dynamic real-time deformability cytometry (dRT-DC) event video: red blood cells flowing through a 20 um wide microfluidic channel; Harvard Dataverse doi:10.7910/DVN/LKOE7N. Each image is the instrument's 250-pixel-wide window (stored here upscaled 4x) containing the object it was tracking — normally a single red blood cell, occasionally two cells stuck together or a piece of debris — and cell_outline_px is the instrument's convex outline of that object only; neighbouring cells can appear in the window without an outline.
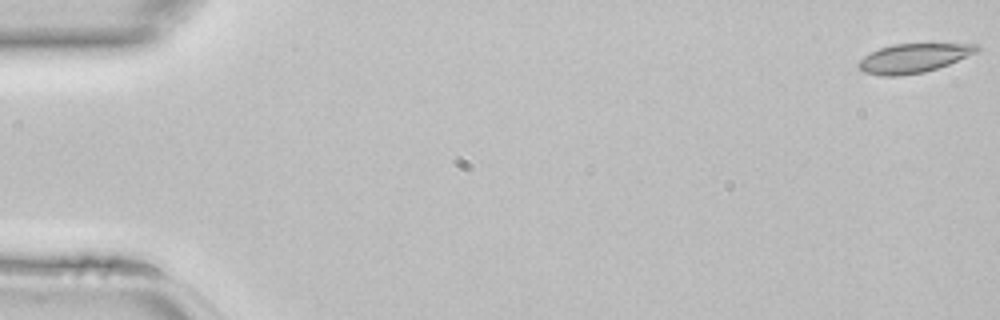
{"species": "common noctule bat (a hibernating species)", "species_latin": "Nyctalus noctula", "temperature_condition": "room temperature", "stored_images_in_passage": 45, "camera_frame_rate_fps": 3000, "um_per_image_px": 0.085, "animal": {"sex": "female", "body_mass_g": 22.7, "forearm_length_mm": 54.2}, "frame": {"image": 1, "passage_image": 1, "time_ms": 0.0, "image_size_px": [1000, 320], "cell_outline_px": [[980, 48], [976, 52], [948, 64], [924, 72], [900, 76], [880, 76], [864, 72], [856, 64], [864, 56], [880, 48], [892, 44], [976, 44]], "centroid_in_image_um": [77.6, 4.95], "position_along_channel_um": 7.4, "area_um2": 19.77}}
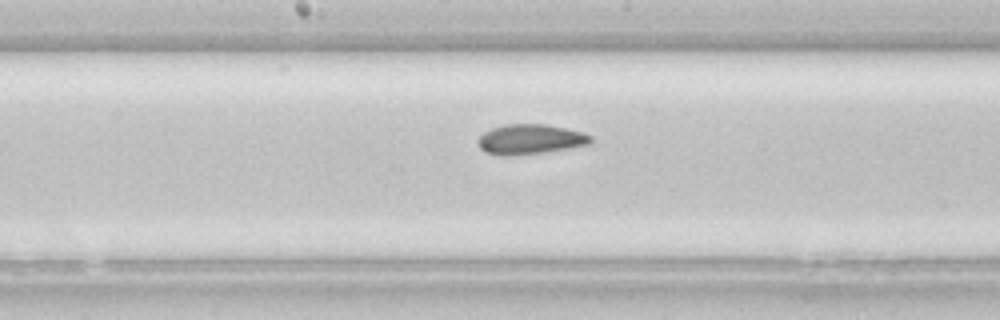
{"frame": {"image": 2, "passage_image": 24, "time_ms": 7.667, "image_size_px": [1000, 320], "cell_outline_px": [[592, 144], [540, 152], [508, 156], [500, 156], [484, 152], [476, 144], [476, 140], [484, 132], [492, 128], [504, 124], [544, 124], [584, 132], [592, 136]], "centroid_in_image_um": [45.02, 11.83], "position_along_channel_um": 203.2, "area_um2": 19.71}}
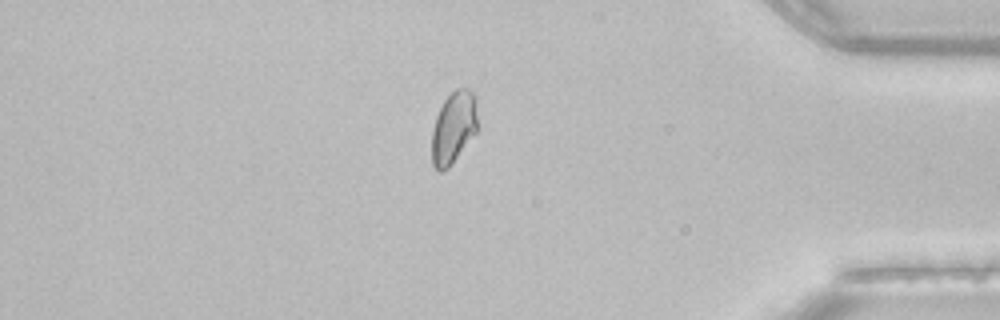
{"frame": {"image": 3, "passage_image": 39, "time_ms": 12.667, "image_size_px": [1000, 320], "cell_outline_px": [[476, 132], [452, 164], [448, 168], [440, 172], [432, 164], [432, 128], [436, 116], [444, 100], [456, 88], [468, 88], [472, 92], [476, 100]], "centroid_in_image_um": [38.53, 10.84], "position_along_channel_um": 396.7, "area_um2": 19.07}}